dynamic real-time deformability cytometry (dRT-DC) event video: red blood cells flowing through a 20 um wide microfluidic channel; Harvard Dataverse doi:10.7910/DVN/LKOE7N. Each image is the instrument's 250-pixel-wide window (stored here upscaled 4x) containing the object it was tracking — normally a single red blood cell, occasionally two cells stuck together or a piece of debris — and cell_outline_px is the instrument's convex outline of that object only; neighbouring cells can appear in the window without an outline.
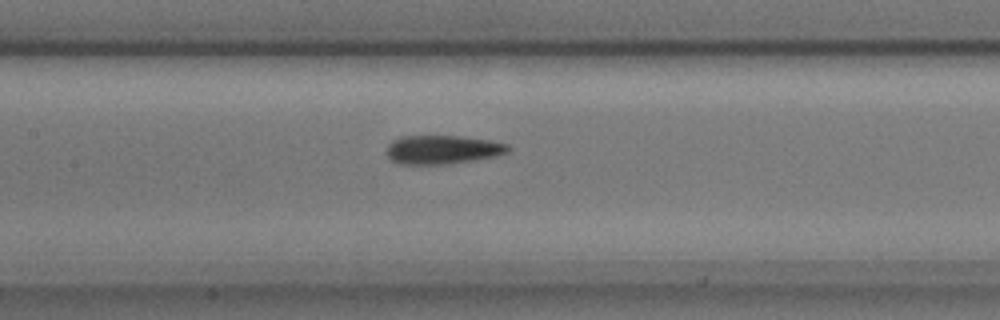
{"species": "common noctule bat (a hibernating species)", "species_latin": "Nyctalus noctula", "temperature_condition": "cold", "stored_images_in_passage": 8, "camera_frame_rate_fps": 3000, "um_per_image_px": 0.085, "animal": {"sex": "male", "body_mass_g": 17.9, "forearm_length_mm": 54.2}, "frame": {"image": 1, "passage_image": 8, "time_ms": 2.333, "image_size_px": [1000, 320], "cell_outline_px": [[512, 148], [508, 152], [496, 156], [472, 160], [440, 164], [400, 164], [392, 160], [388, 156], [388, 144], [392, 140], [400, 136], [460, 136], [492, 140], [508, 144]], "centroid_in_image_um": [37.64, 12.7], "position_along_channel_um": 169.8, "area_um2": 20.29}}